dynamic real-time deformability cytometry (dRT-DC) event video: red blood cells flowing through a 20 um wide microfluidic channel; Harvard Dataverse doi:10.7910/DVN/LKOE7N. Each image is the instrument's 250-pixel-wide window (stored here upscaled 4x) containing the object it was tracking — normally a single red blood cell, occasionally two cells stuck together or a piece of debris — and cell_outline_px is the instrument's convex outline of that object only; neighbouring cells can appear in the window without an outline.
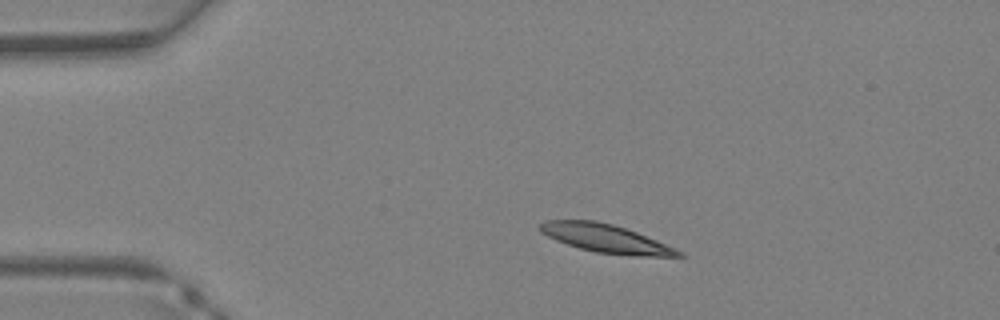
{"species": "Egyptian fruit bat (a non-hibernating species)", "species_latin": "Rousettus aegyptiacus", "temperature_condition": "warm", "stored_images_in_passage": 30, "camera_frame_rate_fps": 3000, "um_per_image_px": 0.085, "animal": {"sex": "female"}, "frame": {"image": 1, "passage_image": 1, "time_ms": 0.0, "image_size_px": [1000, 320], "cell_outline_px": [[688, 256], [632, 256], [596, 252], [580, 248], [556, 240], [540, 232], [540, 224], [544, 220], [596, 220], [612, 224], [636, 232], [656, 240], [684, 252]], "centroid_in_image_um": [51.5, 20.27], "position_along_channel_um": 33.5, "area_um2": 22.66}}
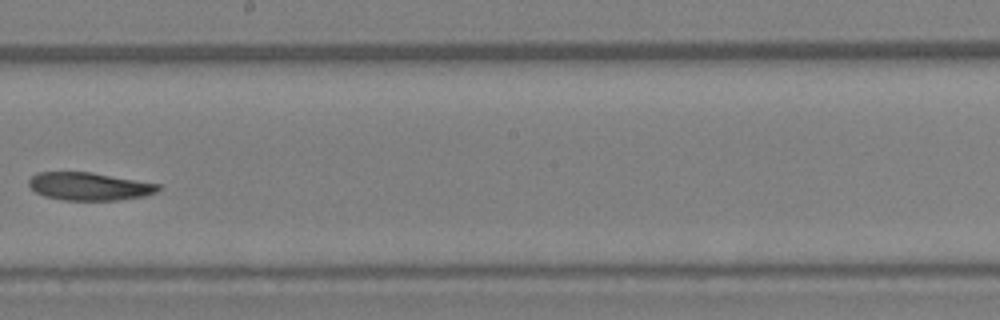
{"frame": {"image": 2, "passage_image": 15, "time_ms": 4.667, "image_size_px": [1000, 320], "cell_outline_px": [[160, 188], [156, 192], [144, 196], [120, 200], [64, 200], [44, 196], [36, 192], [28, 184], [28, 180], [36, 172], [92, 172], [160, 184]], "centroid_in_image_um": [7.58, 15.84], "position_along_channel_um": 240.6, "area_um2": 21.04}}
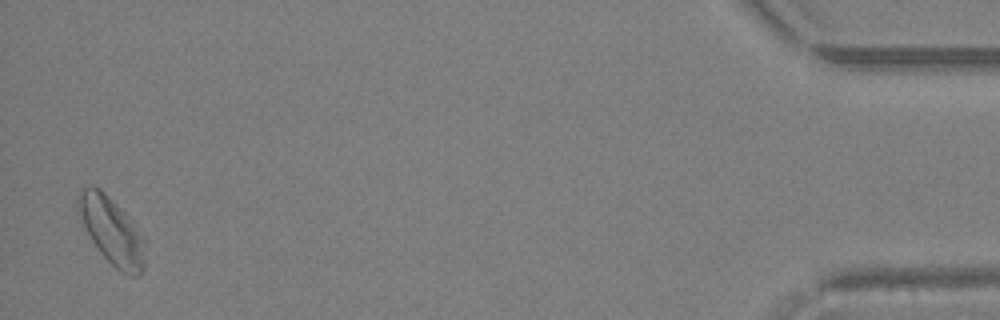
{"frame": {"image": 3, "passage_image": 30, "time_ms": 9.667, "image_size_px": [1000, 320], "cell_outline_px": [[144, 268], [136, 276], [128, 276], [120, 272], [100, 252], [92, 240], [76, 212], [76, 196], [84, 188], [100, 188], [128, 216], [144, 236]], "centroid_in_image_um": [9.48, 19.63], "position_along_channel_um": 425.7, "area_um2": 25.89}}